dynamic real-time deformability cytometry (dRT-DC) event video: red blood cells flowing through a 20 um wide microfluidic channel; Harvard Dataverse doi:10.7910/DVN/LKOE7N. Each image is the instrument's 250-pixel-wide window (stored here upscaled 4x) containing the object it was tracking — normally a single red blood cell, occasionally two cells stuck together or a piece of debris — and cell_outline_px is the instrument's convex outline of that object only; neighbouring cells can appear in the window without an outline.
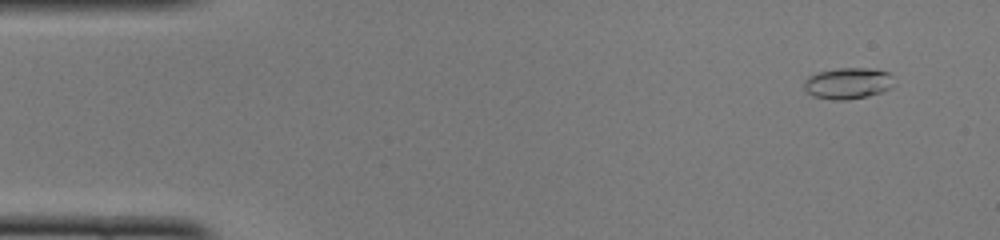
{"species": "common noctule bat (a hibernating species)", "species_latin": "Nyctalus noctula", "temperature_condition": "cold", "stored_images_in_passage": 46, "camera_frame_rate_fps": 3000, "um_per_image_px": 0.085, "animal": {"sex": "female", "body_mass_g": 22.0, "forearm_length_mm": 56.7}, "frame": {"image": 1, "passage_image": 1, "time_ms": 0.0, "image_size_px": [1000, 240], "cell_outline_px": [[892, 88], [868, 96], [848, 100], [832, 100], [812, 96], [804, 88], [804, 80], [808, 76], [820, 72], [840, 68], [868, 68], [888, 72], [892, 76]], "centroid_in_image_um": [72.06, 7.09], "position_along_channel_um": 12.9, "area_um2": 16.36}}
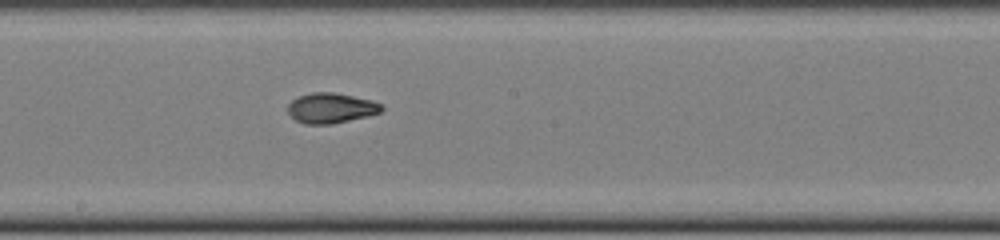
{"frame": {"image": 2, "passage_image": 24, "time_ms": 7.667, "image_size_px": [1000, 240], "cell_outline_px": [[384, 108], [380, 112], [368, 116], [332, 124], [304, 124], [296, 120], [288, 112], [288, 104], [296, 96], [312, 92], [332, 92], [372, 100], [380, 104]], "centroid_in_image_um": [28.11, 9.18], "position_along_channel_um": 220.1, "area_um2": 16.47}}
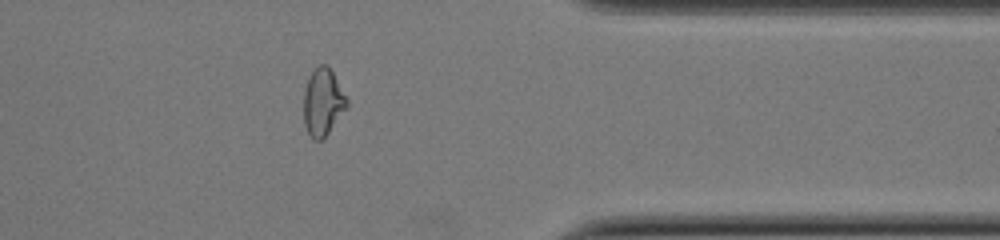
{"frame": {"image": 3, "passage_image": 37, "time_ms": 12.0, "image_size_px": [1000, 240], "cell_outline_px": [[348, 108], [328, 132], [320, 140], [312, 140], [304, 124], [304, 92], [308, 76], [320, 64], [328, 64], [348, 100]], "centroid_in_image_um": [27.45, 8.67], "position_along_channel_um": 384.0, "area_um2": 16.88}, "authors_computed_cell_mechanics": {"area_um2": 16.3285, "velocity_mm_per_s": 4.1057, "shape_relaxation_time_tau1_ms": 9.0658, "shape_relaxation_time_tau2_ms": 2.7607, "deformation_change_tau1": 0.2935, "deformation_change_tau2": 0.0631}}